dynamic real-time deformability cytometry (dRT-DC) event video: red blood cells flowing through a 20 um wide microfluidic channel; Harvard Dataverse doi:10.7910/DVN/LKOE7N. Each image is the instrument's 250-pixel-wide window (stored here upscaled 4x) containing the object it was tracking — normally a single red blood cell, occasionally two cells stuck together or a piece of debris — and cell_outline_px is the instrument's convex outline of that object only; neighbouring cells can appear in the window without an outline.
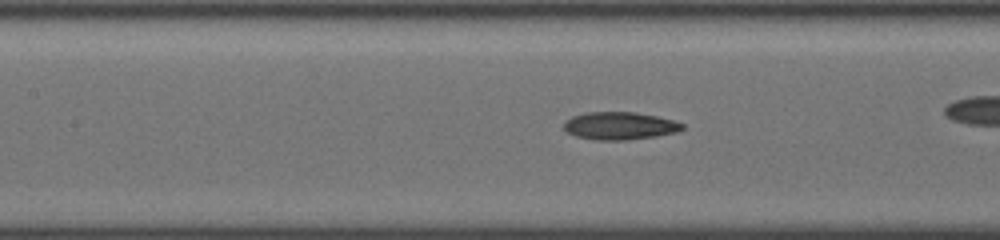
{"species": "common noctule bat (a hibernating species)", "species_latin": "Nyctalus noctula", "temperature_condition": "cold", "stored_images_in_passage": 42, "camera_frame_rate_fps": 3000, "um_per_image_px": 0.085, "animal": {"sex": "female", "body_mass_g": 19.5, "forearm_length_mm": 54.1}, "frame": {"image": 1, "passage_image": 24, "time_ms": 7.667, "image_size_px": [1000, 240], "cell_outline_px": [[684, 128], [676, 132], [656, 136], [624, 140], [596, 140], [576, 136], [568, 132], [564, 128], [564, 124], [572, 116], [584, 112], [632, 112], [656, 116], [672, 120], [684, 124]], "centroid_in_image_um": [52.67, 10.69], "position_along_channel_um": 154.7, "area_um2": 18.9}}